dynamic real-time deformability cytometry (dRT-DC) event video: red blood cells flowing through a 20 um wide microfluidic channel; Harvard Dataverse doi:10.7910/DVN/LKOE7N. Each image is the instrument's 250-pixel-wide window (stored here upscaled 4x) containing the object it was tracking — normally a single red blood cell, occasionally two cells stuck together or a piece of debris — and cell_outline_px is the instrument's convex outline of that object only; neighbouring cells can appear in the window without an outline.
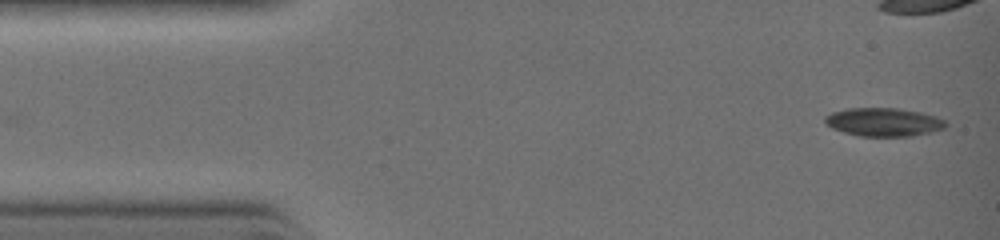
{"species": "common noctule bat (a hibernating species)", "species_latin": "Nyctalus noctula", "temperature_condition": "warm", "stored_images_in_passage": 33, "camera_frame_rate_fps": 3000, "um_per_image_px": 0.085, "animal": {"sex": "female", "body_mass_g": 19.0, "forearm_length_mm": 51.5}, "frame": {"image": 1, "passage_image": 1, "time_ms": 0.0, "image_size_px": [1000, 240], "cell_outline_px": [[948, 124], [944, 128], [912, 136], [860, 136], [844, 132], [832, 128], [824, 124], [824, 116], [832, 112], [848, 108], [896, 108], [920, 112], [936, 116], [944, 120]], "centroid_in_image_um": [75.07, 10.37], "position_along_channel_um": 9.9, "area_um2": 19.94}}